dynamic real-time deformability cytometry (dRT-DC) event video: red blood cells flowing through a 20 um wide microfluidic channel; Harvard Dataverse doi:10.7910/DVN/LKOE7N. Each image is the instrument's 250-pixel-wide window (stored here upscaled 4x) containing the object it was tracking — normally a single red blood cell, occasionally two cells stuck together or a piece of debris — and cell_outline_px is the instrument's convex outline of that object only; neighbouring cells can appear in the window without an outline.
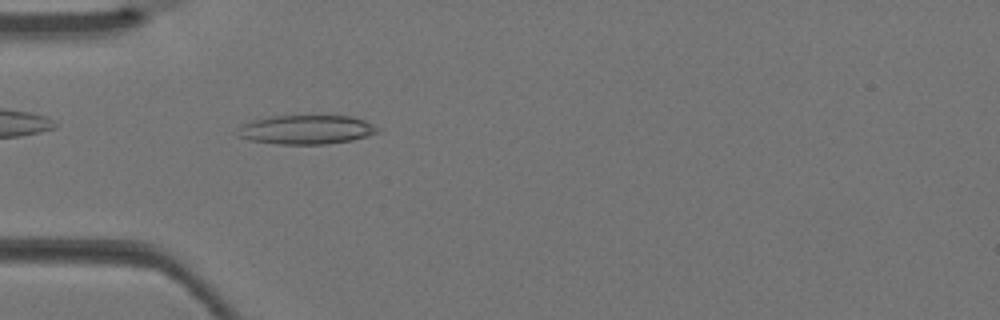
{"species": "Egyptian fruit bat (a non-hibernating species)", "species_latin": "Rousettus aegyptiacus", "temperature_condition": "warm", "stored_images_in_passage": 4, "camera_frame_rate_fps": 3000, "um_per_image_px": 0.085, "animal": {"sex": "female"}, "frame": {"image": 1, "passage_image": 4, "time_ms": 1.0, "image_size_px": [1000, 320], "cell_outline_px": [[384, 128], [380, 132], [368, 136], [352, 140], [328, 144], [276, 144], [248, 140], [236, 136], [236, 128], [240, 124], [252, 120], [272, 116], [352, 116], [364, 120]], "centroid_in_image_um": [26.03, 11.02], "position_along_channel_um": 59.0, "area_um2": 24.28}}